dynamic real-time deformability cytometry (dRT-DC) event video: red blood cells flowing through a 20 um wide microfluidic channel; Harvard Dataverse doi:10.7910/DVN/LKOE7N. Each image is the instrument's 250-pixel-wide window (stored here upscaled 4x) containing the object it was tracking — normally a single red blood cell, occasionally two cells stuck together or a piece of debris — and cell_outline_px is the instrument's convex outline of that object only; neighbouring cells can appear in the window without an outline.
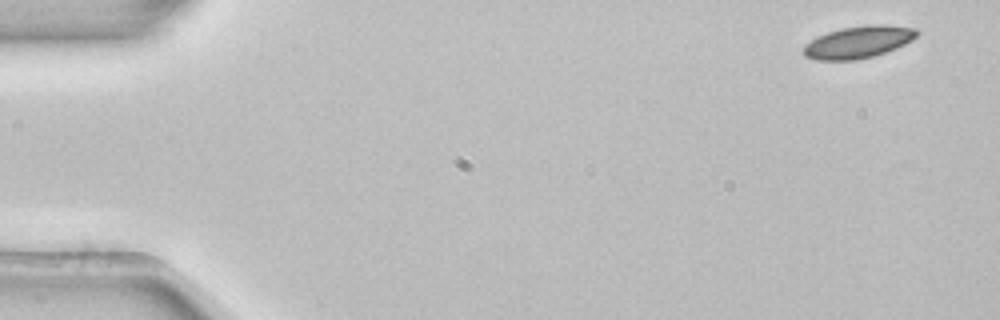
{"species": "common noctule bat (a hibernating species)", "species_latin": "Nyctalus noctula", "temperature_condition": "room temperature", "stored_images_in_passage": 5, "camera_frame_rate_fps": 3000, "um_per_image_px": 0.085, "animal": {"sex": "female", "body_mass_g": 22.7, "forearm_length_mm": 54.2}, "frame": {"image": 1, "passage_image": 1, "time_ms": 0.0, "image_size_px": [1000, 320], "cell_outline_px": [[920, 32], [912, 40], [896, 48], [872, 56], [856, 60], [816, 60], [804, 56], [804, 44], [828, 32], [840, 28], [868, 24], [888, 24], [916, 28]], "centroid_in_image_um": [72.99, 3.56], "position_along_channel_um": 12.0, "area_um2": 21.21}}